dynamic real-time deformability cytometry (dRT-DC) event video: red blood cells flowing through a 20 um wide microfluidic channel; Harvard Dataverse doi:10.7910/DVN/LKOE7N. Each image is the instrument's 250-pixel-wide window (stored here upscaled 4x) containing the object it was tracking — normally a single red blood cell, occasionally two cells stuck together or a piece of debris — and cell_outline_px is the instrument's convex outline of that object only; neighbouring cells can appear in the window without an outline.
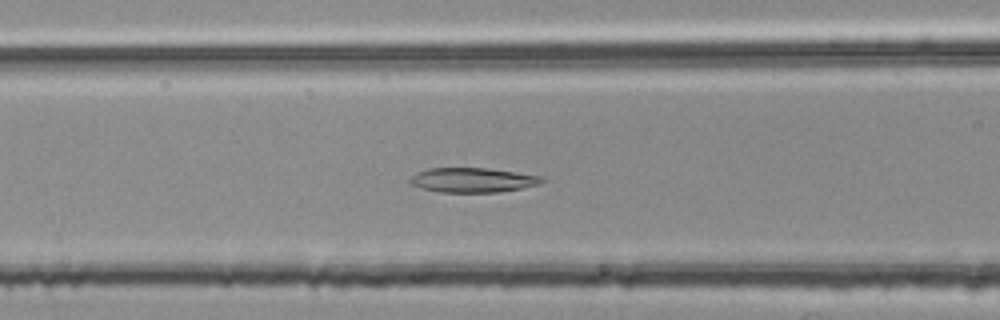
{"species": "common noctule bat (a hibernating species)", "species_latin": "Nyctalus noctula", "temperature_condition": "room temperature", "stored_images_in_passage": 40, "camera_frame_rate_fps": 3000, "um_per_image_px": 0.085, "animal": {"sex": "female", "body_mass_g": 25.1}, "frame": {"image": 1, "passage_image": 8, "time_ms": 2.333, "image_size_px": [1000, 320], "cell_outline_px": [[548, 180], [540, 184], [500, 192], [440, 192], [420, 188], [412, 184], [408, 180], [416, 172], [428, 168], [488, 168], [544, 176]], "centroid_in_image_um": [40.21, 15.3], "position_along_channel_um": 126.4, "area_um2": 19.07}}
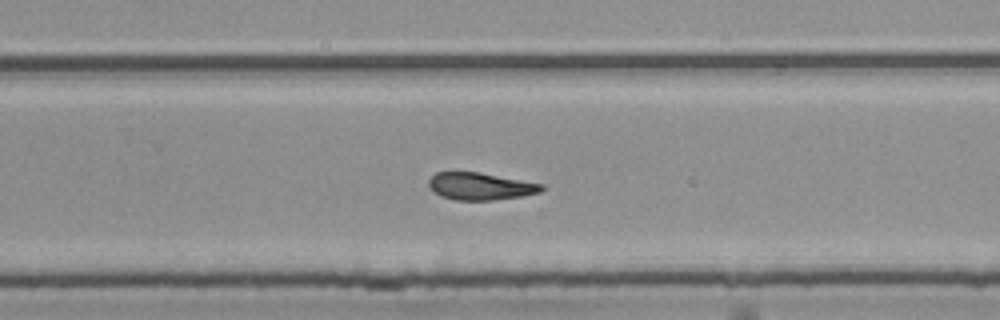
{"frame": {"image": 2, "passage_image": 21, "time_ms": 6.667, "image_size_px": [1000, 320], "cell_outline_px": [[544, 188], [540, 192], [524, 196], [492, 200], [456, 200], [440, 196], [428, 184], [428, 180], [436, 172], [480, 172], [544, 184]], "centroid_in_image_um": [40.86, 15.83], "position_along_channel_um": 288.9, "area_um2": 17.92}}
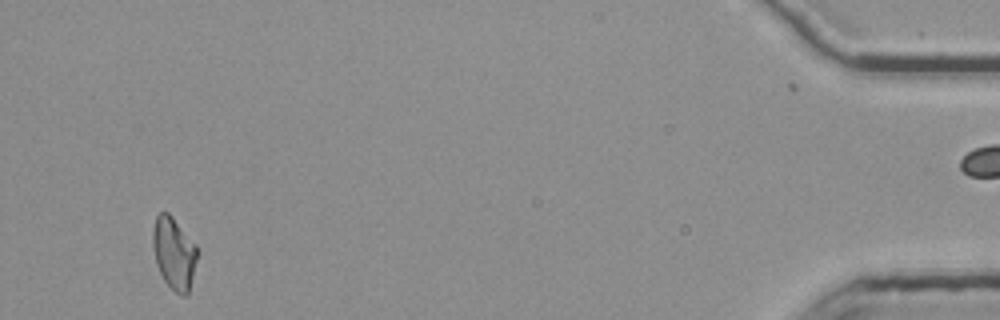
{"frame": {"image": 3, "passage_image": 38, "time_ms": 12.333, "image_size_px": [1000, 320], "cell_outline_px": [[200, 252], [188, 296], [180, 296], [164, 280], [156, 264], [152, 244], [152, 232], [156, 216], [160, 212], [168, 212], [172, 216], [196, 244]], "centroid_in_image_um": [14.82, 21.53], "position_along_channel_um": 420.4, "area_um2": 19.07}, "authors_computed_cell_mechanics": {"area_um2": 18.7272, "velocity_mm_per_s": 3.7672, "shape_relaxation_time_tau1_ms": null, "shape_relaxation_time_tau2_ms": 4.5105, "deformation_change_tau1": null, "deformation_change_tau2": 0.1335}}